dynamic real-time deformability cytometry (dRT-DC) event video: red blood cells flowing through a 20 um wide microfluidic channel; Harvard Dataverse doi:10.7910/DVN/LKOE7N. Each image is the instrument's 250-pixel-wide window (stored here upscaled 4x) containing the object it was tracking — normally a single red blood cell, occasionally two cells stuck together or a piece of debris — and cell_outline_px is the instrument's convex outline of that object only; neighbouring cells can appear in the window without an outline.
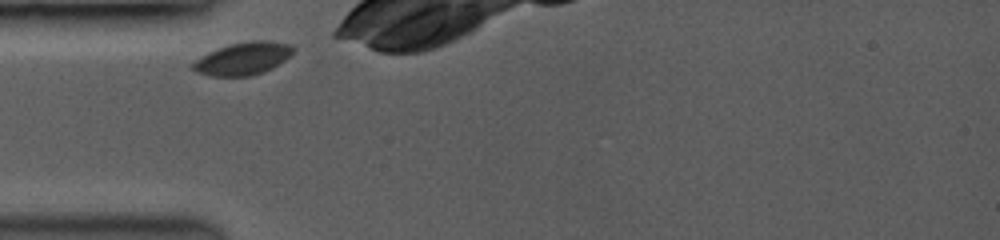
{"species": "common noctule bat (a hibernating species)", "species_latin": "Nyctalus noctula", "temperature_condition": "room temperature", "stored_images_in_passage": 7, "camera_frame_rate_fps": 3500, "um_per_image_px": 0.085, "animal": {"sex": "female", "body_mass_g": 19.0, "forearm_length_mm": 53.3}, "frame": {"image": 1, "passage_image": 1, "time_ms": 0.0, "image_size_px": [1000, 240], "cell_outline_px": [[296, 48], [284, 60], [272, 68], [264, 72], [248, 76], [212, 76], [196, 72], [192, 68], [192, 64], [200, 56], [208, 52], [232, 44], [252, 40], [268, 40], [292, 44]], "centroid_in_image_um": [20.67, 4.97], "position_along_channel_um": 64.3, "area_um2": 18.96}}
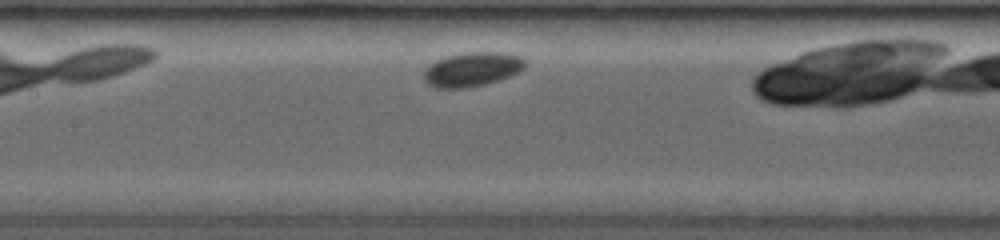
{"frame": {"image": 2, "passage_image": 5, "time_ms": 2.857, "image_size_px": [1000, 240], "cell_outline_px": [[528, 60], [524, 68], [500, 80], [484, 84], [460, 88], [436, 88], [428, 84], [424, 80], [424, 68], [436, 60], [444, 56], [464, 52], [504, 52], [520, 56]], "centroid_in_image_um": [40.12, 5.87], "position_along_channel_um": 167.3, "area_um2": 20.35}}
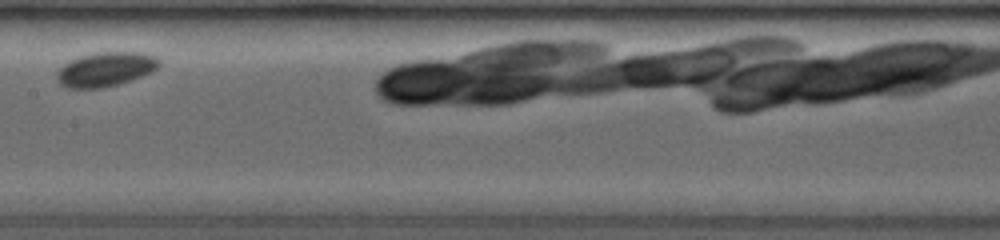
{"frame": {"image": 3, "passage_image": 6, "time_ms": 3.714, "image_size_px": [1000, 240], "cell_outline_px": [[160, 64], [152, 72], [120, 84], [100, 88], [68, 88], [60, 84], [56, 80], [56, 72], [64, 64], [80, 56], [96, 52], [140, 52], [156, 56], [160, 60]], "centroid_in_image_um": [8.97, 5.89], "position_along_channel_um": 198.4, "area_um2": 20.52}}